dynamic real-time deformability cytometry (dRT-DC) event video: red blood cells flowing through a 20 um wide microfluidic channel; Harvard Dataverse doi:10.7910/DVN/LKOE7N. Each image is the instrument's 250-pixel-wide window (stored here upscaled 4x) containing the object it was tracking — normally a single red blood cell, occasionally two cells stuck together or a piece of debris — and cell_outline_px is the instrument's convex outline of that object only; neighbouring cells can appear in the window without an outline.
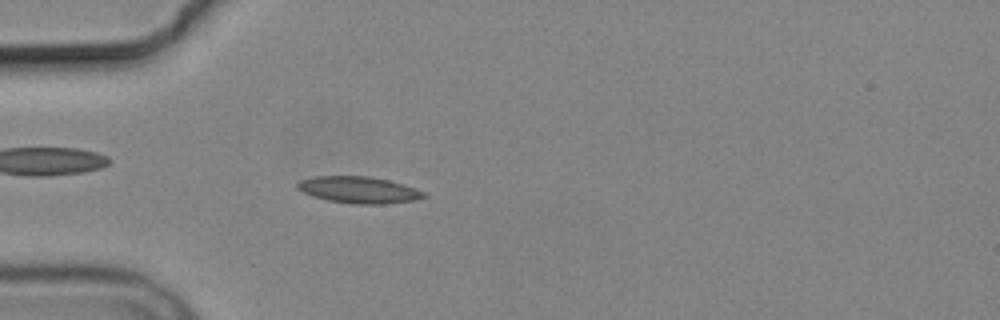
{"species": "common noctule bat (a hibernating species)", "species_latin": "Nyctalus noctula", "temperature_condition": "cold", "stored_images_in_passage": 4, "camera_frame_rate_fps": 3000, "um_per_image_px": 0.085, "animal": {"sex": "male", "body_mass_g": 19.2, "forearm_length_mm": 51.8}, "frame": {"image": 1, "passage_image": 4, "time_ms": 3.667, "image_size_px": [1000, 320], "cell_outline_px": [[428, 196], [416, 200], [384, 204], [356, 204], [328, 200], [312, 196], [296, 188], [296, 184], [300, 180], [316, 176], [368, 176], [388, 180], [404, 184], [424, 192]], "centroid_in_image_um": [30.5, 16.14], "position_along_channel_um": 54.5, "area_um2": 19.59}}